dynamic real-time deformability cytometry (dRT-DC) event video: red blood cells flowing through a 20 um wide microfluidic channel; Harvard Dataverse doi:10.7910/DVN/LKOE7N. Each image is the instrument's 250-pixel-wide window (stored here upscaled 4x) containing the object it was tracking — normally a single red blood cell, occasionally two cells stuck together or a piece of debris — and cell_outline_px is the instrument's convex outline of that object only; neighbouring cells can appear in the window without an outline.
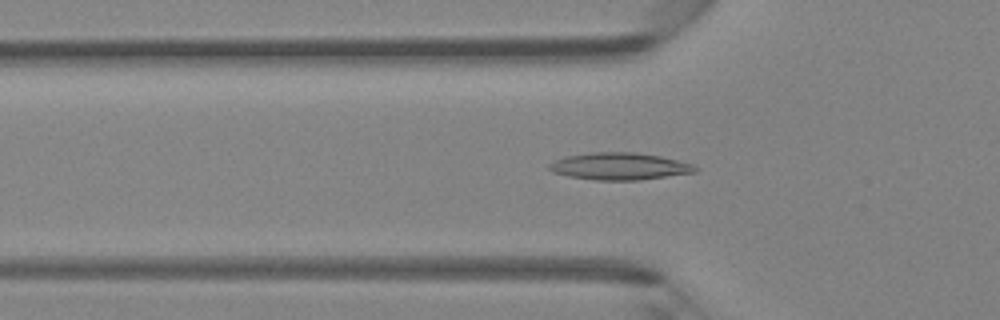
{"species": "Egyptian fruit bat (a non-hibernating species)", "species_latin": "Rousettus aegyptiacus", "temperature_condition": "room temperature", "stored_images_in_passage": 46, "camera_frame_rate_fps": 3000, "um_per_image_px": 0.085, "animal": {"sex": "female"}, "frame": {"image": 1, "passage_image": 15, "time_ms": 4.667, "image_size_px": [1000, 320], "cell_outline_px": [[700, 168], [696, 172], [640, 180], [596, 180], [568, 176], [552, 172], [548, 168], [548, 164], [552, 160], [564, 156], [592, 152], [636, 152], [660, 156], [692, 164]], "centroid_in_image_um": [52.62, 14.13], "position_along_channel_um": 73.2, "area_um2": 23.24}}
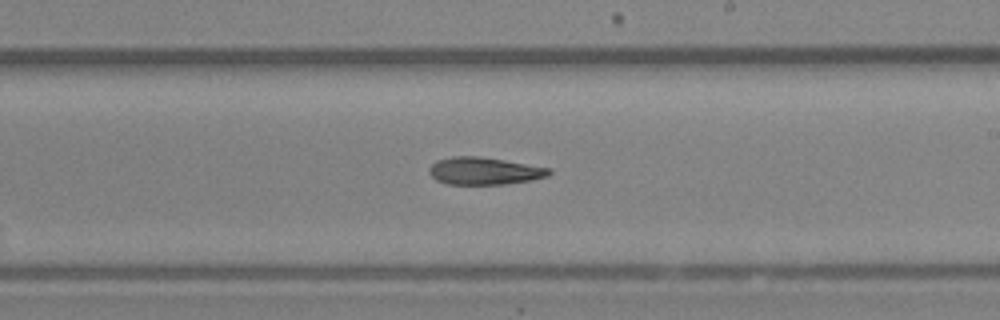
{"frame": {"image": 2, "passage_image": 27, "time_ms": 8.667, "image_size_px": [1000, 320], "cell_outline_px": [[552, 172], [548, 176], [532, 180], [504, 184], [448, 184], [436, 180], [428, 172], [428, 168], [436, 160], [452, 156], [476, 156], [504, 160], [552, 168]], "centroid_in_image_um": [41.16, 14.53], "position_along_channel_um": 247.8, "area_um2": 19.19}}
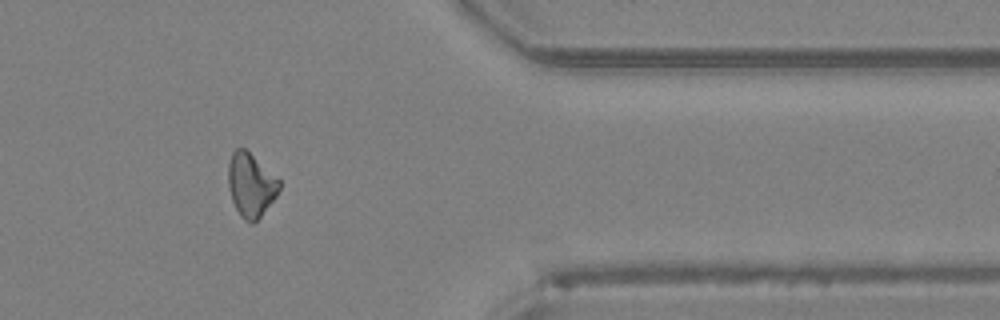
{"frame": {"image": 3, "passage_image": 38, "time_ms": 12.333, "image_size_px": [1000, 320], "cell_outline_px": [[280, 188], [276, 196], [260, 216], [252, 224], [244, 220], [240, 216], [232, 200], [228, 184], [228, 164], [232, 152], [236, 148], [244, 148], [280, 180]], "centroid_in_image_um": [21.3, 15.72], "position_along_channel_um": 390.1, "area_um2": 18.67}}